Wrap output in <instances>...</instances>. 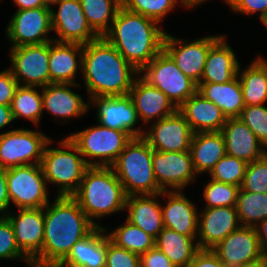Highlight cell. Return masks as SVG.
<instances>
[{
    "label": "cell",
    "mask_w": 267,
    "mask_h": 267,
    "mask_svg": "<svg viewBox=\"0 0 267 267\" xmlns=\"http://www.w3.org/2000/svg\"><path fill=\"white\" fill-rule=\"evenodd\" d=\"M44 207V240L41 253L32 261L40 266H58L72 246L96 226L71 196H57Z\"/></svg>",
    "instance_id": "6da1fadb"
},
{
    "label": "cell",
    "mask_w": 267,
    "mask_h": 267,
    "mask_svg": "<svg viewBox=\"0 0 267 267\" xmlns=\"http://www.w3.org/2000/svg\"><path fill=\"white\" fill-rule=\"evenodd\" d=\"M81 71L89 98L129 94L139 74L104 37L83 45Z\"/></svg>",
    "instance_id": "7a4b0ae2"
},
{
    "label": "cell",
    "mask_w": 267,
    "mask_h": 267,
    "mask_svg": "<svg viewBox=\"0 0 267 267\" xmlns=\"http://www.w3.org/2000/svg\"><path fill=\"white\" fill-rule=\"evenodd\" d=\"M158 22L121 6L103 36L139 72L163 50L166 32Z\"/></svg>",
    "instance_id": "3957f363"
},
{
    "label": "cell",
    "mask_w": 267,
    "mask_h": 267,
    "mask_svg": "<svg viewBox=\"0 0 267 267\" xmlns=\"http://www.w3.org/2000/svg\"><path fill=\"white\" fill-rule=\"evenodd\" d=\"M90 221L125 209L126 197L123 185L112 167L89 166L78 190L71 196Z\"/></svg>",
    "instance_id": "277c9868"
},
{
    "label": "cell",
    "mask_w": 267,
    "mask_h": 267,
    "mask_svg": "<svg viewBox=\"0 0 267 267\" xmlns=\"http://www.w3.org/2000/svg\"><path fill=\"white\" fill-rule=\"evenodd\" d=\"M153 151L143 137L132 138L111 166L127 196L162 192L154 175Z\"/></svg>",
    "instance_id": "5b68a950"
},
{
    "label": "cell",
    "mask_w": 267,
    "mask_h": 267,
    "mask_svg": "<svg viewBox=\"0 0 267 267\" xmlns=\"http://www.w3.org/2000/svg\"><path fill=\"white\" fill-rule=\"evenodd\" d=\"M52 139L45 146L40 162L44 177L47 182L59 186L57 196H72L79 188L86 169L89 167L76 145L68 138L60 141V147L49 148ZM69 149L70 152L68 150Z\"/></svg>",
    "instance_id": "8992f818"
},
{
    "label": "cell",
    "mask_w": 267,
    "mask_h": 267,
    "mask_svg": "<svg viewBox=\"0 0 267 267\" xmlns=\"http://www.w3.org/2000/svg\"><path fill=\"white\" fill-rule=\"evenodd\" d=\"M78 148L88 166L111 167L132 139L126 132L96 125L67 136ZM85 157L96 158L93 162Z\"/></svg>",
    "instance_id": "52a82bcc"
},
{
    "label": "cell",
    "mask_w": 267,
    "mask_h": 267,
    "mask_svg": "<svg viewBox=\"0 0 267 267\" xmlns=\"http://www.w3.org/2000/svg\"><path fill=\"white\" fill-rule=\"evenodd\" d=\"M141 73V77L151 86L160 89L177 109L198 89L197 84L176 66L164 50L139 72Z\"/></svg>",
    "instance_id": "ba28073f"
},
{
    "label": "cell",
    "mask_w": 267,
    "mask_h": 267,
    "mask_svg": "<svg viewBox=\"0 0 267 267\" xmlns=\"http://www.w3.org/2000/svg\"><path fill=\"white\" fill-rule=\"evenodd\" d=\"M47 184L40 164L7 169L9 200L19 209L44 208L49 203Z\"/></svg>",
    "instance_id": "9c48e42d"
},
{
    "label": "cell",
    "mask_w": 267,
    "mask_h": 267,
    "mask_svg": "<svg viewBox=\"0 0 267 267\" xmlns=\"http://www.w3.org/2000/svg\"><path fill=\"white\" fill-rule=\"evenodd\" d=\"M50 138L42 132L14 129L0 134V167L40 164ZM34 161H32V160ZM31 160V161H30Z\"/></svg>",
    "instance_id": "30bf717a"
},
{
    "label": "cell",
    "mask_w": 267,
    "mask_h": 267,
    "mask_svg": "<svg viewBox=\"0 0 267 267\" xmlns=\"http://www.w3.org/2000/svg\"><path fill=\"white\" fill-rule=\"evenodd\" d=\"M10 61L9 70L20 86L42 88L50 84L49 42L11 47Z\"/></svg>",
    "instance_id": "8fae6325"
},
{
    "label": "cell",
    "mask_w": 267,
    "mask_h": 267,
    "mask_svg": "<svg viewBox=\"0 0 267 267\" xmlns=\"http://www.w3.org/2000/svg\"><path fill=\"white\" fill-rule=\"evenodd\" d=\"M51 8L17 10L10 20L6 32L11 47H21L54 41L44 35L51 32Z\"/></svg>",
    "instance_id": "7c38bea8"
},
{
    "label": "cell",
    "mask_w": 267,
    "mask_h": 267,
    "mask_svg": "<svg viewBox=\"0 0 267 267\" xmlns=\"http://www.w3.org/2000/svg\"><path fill=\"white\" fill-rule=\"evenodd\" d=\"M221 37L207 36L190 43L165 34L163 50L173 59L176 66L197 85L201 81L210 47ZM185 43V44H184Z\"/></svg>",
    "instance_id": "4fadbf2b"
},
{
    "label": "cell",
    "mask_w": 267,
    "mask_h": 267,
    "mask_svg": "<svg viewBox=\"0 0 267 267\" xmlns=\"http://www.w3.org/2000/svg\"><path fill=\"white\" fill-rule=\"evenodd\" d=\"M57 13L51 8V26L58 35L54 41L85 45L99 38L87 22L79 0H59Z\"/></svg>",
    "instance_id": "5bb4252c"
},
{
    "label": "cell",
    "mask_w": 267,
    "mask_h": 267,
    "mask_svg": "<svg viewBox=\"0 0 267 267\" xmlns=\"http://www.w3.org/2000/svg\"><path fill=\"white\" fill-rule=\"evenodd\" d=\"M194 132L184 115L177 109L173 114L157 120L144 132L143 138L153 150L161 152L190 151Z\"/></svg>",
    "instance_id": "9a60e30c"
},
{
    "label": "cell",
    "mask_w": 267,
    "mask_h": 267,
    "mask_svg": "<svg viewBox=\"0 0 267 267\" xmlns=\"http://www.w3.org/2000/svg\"><path fill=\"white\" fill-rule=\"evenodd\" d=\"M227 267L263 260V251L254 227L241 226L211 249Z\"/></svg>",
    "instance_id": "2e32d148"
},
{
    "label": "cell",
    "mask_w": 267,
    "mask_h": 267,
    "mask_svg": "<svg viewBox=\"0 0 267 267\" xmlns=\"http://www.w3.org/2000/svg\"><path fill=\"white\" fill-rule=\"evenodd\" d=\"M152 164L154 175L162 191H182L184 186L193 182L195 171L190 151L161 152L153 151Z\"/></svg>",
    "instance_id": "e0dca14e"
},
{
    "label": "cell",
    "mask_w": 267,
    "mask_h": 267,
    "mask_svg": "<svg viewBox=\"0 0 267 267\" xmlns=\"http://www.w3.org/2000/svg\"><path fill=\"white\" fill-rule=\"evenodd\" d=\"M90 99L98 108L97 118L100 125L124 131L131 138L143 137V130L134 129V125L140 118L129 94L91 97Z\"/></svg>",
    "instance_id": "ac0fdd59"
},
{
    "label": "cell",
    "mask_w": 267,
    "mask_h": 267,
    "mask_svg": "<svg viewBox=\"0 0 267 267\" xmlns=\"http://www.w3.org/2000/svg\"><path fill=\"white\" fill-rule=\"evenodd\" d=\"M19 211L16 217L8 213L4 216L13 227L17 246L32 262L43 247L44 208H25Z\"/></svg>",
    "instance_id": "d6986e66"
},
{
    "label": "cell",
    "mask_w": 267,
    "mask_h": 267,
    "mask_svg": "<svg viewBox=\"0 0 267 267\" xmlns=\"http://www.w3.org/2000/svg\"><path fill=\"white\" fill-rule=\"evenodd\" d=\"M239 227L236 206L205 208L198 222V246L200 249H213Z\"/></svg>",
    "instance_id": "ffe728a7"
},
{
    "label": "cell",
    "mask_w": 267,
    "mask_h": 267,
    "mask_svg": "<svg viewBox=\"0 0 267 267\" xmlns=\"http://www.w3.org/2000/svg\"><path fill=\"white\" fill-rule=\"evenodd\" d=\"M221 132L225 139L226 154L230 156L251 163L267 153L254 133L238 117L227 118Z\"/></svg>",
    "instance_id": "44dd1931"
},
{
    "label": "cell",
    "mask_w": 267,
    "mask_h": 267,
    "mask_svg": "<svg viewBox=\"0 0 267 267\" xmlns=\"http://www.w3.org/2000/svg\"><path fill=\"white\" fill-rule=\"evenodd\" d=\"M129 95L135 105L138 117L147 124L156 116L157 120H160L177 110L160 89L151 86L141 76L135 77Z\"/></svg>",
    "instance_id": "7402d4cb"
},
{
    "label": "cell",
    "mask_w": 267,
    "mask_h": 267,
    "mask_svg": "<svg viewBox=\"0 0 267 267\" xmlns=\"http://www.w3.org/2000/svg\"><path fill=\"white\" fill-rule=\"evenodd\" d=\"M167 195L168 203L162 210L164 227L182 235L196 237L199 216L197 208L181 191H162Z\"/></svg>",
    "instance_id": "603a6c76"
},
{
    "label": "cell",
    "mask_w": 267,
    "mask_h": 267,
    "mask_svg": "<svg viewBox=\"0 0 267 267\" xmlns=\"http://www.w3.org/2000/svg\"><path fill=\"white\" fill-rule=\"evenodd\" d=\"M178 110L184 115L194 133L221 131L227 119L215 103L206 99L198 91Z\"/></svg>",
    "instance_id": "cb8c5ba5"
},
{
    "label": "cell",
    "mask_w": 267,
    "mask_h": 267,
    "mask_svg": "<svg viewBox=\"0 0 267 267\" xmlns=\"http://www.w3.org/2000/svg\"><path fill=\"white\" fill-rule=\"evenodd\" d=\"M105 228L96 227L88 236L76 242L58 267H106L107 235Z\"/></svg>",
    "instance_id": "d4e9b609"
},
{
    "label": "cell",
    "mask_w": 267,
    "mask_h": 267,
    "mask_svg": "<svg viewBox=\"0 0 267 267\" xmlns=\"http://www.w3.org/2000/svg\"><path fill=\"white\" fill-rule=\"evenodd\" d=\"M221 36L209 49L200 83H226L240 72L236 55Z\"/></svg>",
    "instance_id": "484cf974"
},
{
    "label": "cell",
    "mask_w": 267,
    "mask_h": 267,
    "mask_svg": "<svg viewBox=\"0 0 267 267\" xmlns=\"http://www.w3.org/2000/svg\"><path fill=\"white\" fill-rule=\"evenodd\" d=\"M79 84L50 83L42 87L43 110L46 109L53 116L63 118L79 117L85 114L89 105L84 103L82 97L69 87Z\"/></svg>",
    "instance_id": "4316f807"
},
{
    "label": "cell",
    "mask_w": 267,
    "mask_h": 267,
    "mask_svg": "<svg viewBox=\"0 0 267 267\" xmlns=\"http://www.w3.org/2000/svg\"><path fill=\"white\" fill-rule=\"evenodd\" d=\"M54 44V45H53ZM77 56L79 61L77 60ZM83 45L78 43L49 42L50 83L76 84L74 78L82 67ZM79 65L78 66V63Z\"/></svg>",
    "instance_id": "83f0119b"
},
{
    "label": "cell",
    "mask_w": 267,
    "mask_h": 267,
    "mask_svg": "<svg viewBox=\"0 0 267 267\" xmlns=\"http://www.w3.org/2000/svg\"><path fill=\"white\" fill-rule=\"evenodd\" d=\"M161 193L154 195H132L126 197L127 221L156 238L163 230L161 203L156 200Z\"/></svg>",
    "instance_id": "f1b7e54d"
},
{
    "label": "cell",
    "mask_w": 267,
    "mask_h": 267,
    "mask_svg": "<svg viewBox=\"0 0 267 267\" xmlns=\"http://www.w3.org/2000/svg\"><path fill=\"white\" fill-rule=\"evenodd\" d=\"M190 153L195 173H210L221 158L226 155L225 139L222 132L194 133Z\"/></svg>",
    "instance_id": "f546056e"
},
{
    "label": "cell",
    "mask_w": 267,
    "mask_h": 267,
    "mask_svg": "<svg viewBox=\"0 0 267 267\" xmlns=\"http://www.w3.org/2000/svg\"><path fill=\"white\" fill-rule=\"evenodd\" d=\"M197 91L215 103L226 118L239 117L245 107L238 75L226 83H199Z\"/></svg>",
    "instance_id": "4dcf8cb0"
},
{
    "label": "cell",
    "mask_w": 267,
    "mask_h": 267,
    "mask_svg": "<svg viewBox=\"0 0 267 267\" xmlns=\"http://www.w3.org/2000/svg\"><path fill=\"white\" fill-rule=\"evenodd\" d=\"M195 238L164 227L155 238V247L162 251L175 267H188L200 250Z\"/></svg>",
    "instance_id": "1f68e13d"
},
{
    "label": "cell",
    "mask_w": 267,
    "mask_h": 267,
    "mask_svg": "<svg viewBox=\"0 0 267 267\" xmlns=\"http://www.w3.org/2000/svg\"><path fill=\"white\" fill-rule=\"evenodd\" d=\"M258 57L238 73L245 106L262 105L267 101V61Z\"/></svg>",
    "instance_id": "d6a6232c"
},
{
    "label": "cell",
    "mask_w": 267,
    "mask_h": 267,
    "mask_svg": "<svg viewBox=\"0 0 267 267\" xmlns=\"http://www.w3.org/2000/svg\"><path fill=\"white\" fill-rule=\"evenodd\" d=\"M79 1L88 24L99 37H103L109 31L119 8L122 6V0ZM109 19L111 20L109 21Z\"/></svg>",
    "instance_id": "836d02e7"
},
{
    "label": "cell",
    "mask_w": 267,
    "mask_h": 267,
    "mask_svg": "<svg viewBox=\"0 0 267 267\" xmlns=\"http://www.w3.org/2000/svg\"><path fill=\"white\" fill-rule=\"evenodd\" d=\"M236 208L241 226L255 227L267 218V193L239 189Z\"/></svg>",
    "instance_id": "e575fe53"
},
{
    "label": "cell",
    "mask_w": 267,
    "mask_h": 267,
    "mask_svg": "<svg viewBox=\"0 0 267 267\" xmlns=\"http://www.w3.org/2000/svg\"><path fill=\"white\" fill-rule=\"evenodd\" d=\"M108 237L116 246L139 255L155 247L154 237L127 220L124 225L108 234Z\"/></svg>",
    "instance_id": "d590c367"
},
{
    "label": "cell",
    "mask_w": 267,
    "mask_h": 267,
    "mask_svg": "<svg viewBox=\"0 0 267 267\" xmlns=\"http://www.w3.org/2000/svg\"><path fill=\"white\" fill-rule=\"evenodd\" d=\"M36 87L20 86L17 88L11 103V111L14 120L19 117L30 119L36 125L43 112L42 93L39 94Z\"/></svg>",
    "instance_id": "8d00e7d4"
},
{
    "label": "cell",
    "mask_w": 267,
    "mask_h": 267,
    "mask_svg": "<svg viewBox=\"0 0 267 267\" xmlns=\"http://www.w3.org/2000/svg\"><path fill=\"white\" fill-rule=\"evenodd\" d=\"M248 163L226 154L209 173L211 179L241 187Z\"/></svg>",
    "instance_id": "74e56055"
},
{
    "label": "cell",
    "mask_w": 267,
    "mask_h": 267,
    "mask_svg": "<svg viewBox=\"0 0 267 267\" xmlns=\"http://www.w3.org/2000/svg\"><path fill=\"white\" fill-rule=\"evenodd\" d=\"M204 188L203 195L207 203L206 208L236 206L240 187L211 179Z\"/></svg>",
    "instance_id": "f35d334b"
},
{
    "label": "cell",
    "mask_w": 267,
    "mask_h": 267,
    "mask_svg": "<svg viewBox=\"0 0 267 267\" xmlns=\"http://www.w3.org/2000/svg\"><path fill=\"white\" fill-rule=\"evenodd\" d=\"M176 4V0H122V6L127 10L149 17L158 23Z\"/></svg>",
    "instance_id": "ab89813d"
},
{
    "label": "cell",
    "mask_w": 267,
    "mask_h": 267,
    "mask_svg": "<svg viewBox=\"0 0 267 267\" xmlns=\"http://www.w3.org/2000/svg\"><path fill=\"white\" fill-rule=\"evenodd\" d=\"M238 118L249 127L267 150V107L264 104L245 106Z\"/></svg>",
    "instance_id": "60d3db41"
},
{
    "label": "cell",
    "mask_w": 267,
    "mask_h": 267,
    "mask_svg": "<svg viewBox=\"0 0 267 267\" xmlns=\"http://www.w3.org/2000/svg\"><path fill=\"white\" fill-rule=\"evenodd\" d=\"M240 189L254 193H267V153L248 163Z\"/></svg>",
    "instance_id": "b9f144b4"
},
{
    "label": "cell",
    "mask_w": 267,
    "mask_h": 267,
    "mask_svg": "<svg viewBox=\"0 0 267 267\" xmlns=\"http://www.w3.org/2000/svg\"><path fill=\"white\" fill-rule=\"evenodd\" d=\"M17 258L26 260L29 266L32 264L17 246L13 227L9 220L3 215L0 218V259Z\"/></svg>",
    "instance_id": "7bdbcfd3"
},
{
    "label": "cell",
    "mask_w": 267,
    "mask_h": 267,
    "mask_svg": "<svg viewBox=\"0 0 267 267\" xmlns=\"http://www.w3.org/2000/svg\"><path fill=\"white\" fill-rule=\"evenodd\" d=\"M106 267H141L140 255L116 246L107 235Z\"/></svg>",
    "instance_id": "ee69618b"
},
{
    "label": "cell",
    "mask_w": 267,
    "mask_h": 267,
    "mask_svg": "<svg viewBox=\"0 0 267 267\" xmlns=\"http://www.w3.org/2000/svg\"><path fill=\"white\" fill-rule=\"evenodd\" d=\"M19 83L9 69L0 72V104L11 106Z\"/></svg>",
    "instance_id": "f6af8a7d"
},
{
    "label": "cell",
    "mask_w": 267,
    "mask_h": 267,
    "mask_svg": "<svg viewBox=\"0 0 267 267\" xmlns=\"http://www.w3.org/2000/svg\"><path fill=\"white\" fill-rule=\"evenodd\" d=\"M230 7L243 14L260 12V21L267 16V0H234Z\"/></svg>",
    "instance_id": "bcb514c9"
},
{
    "label": "cell",
    "mask_w": 267,
    "mask_h": 267,
    "mask_svg": "<svg viewBox=\"0 0 267 267\" xmlns=\"http://www.w3.org/2000/svg\"><path fill=\"white\" fill-rule=\"evenodd\" d=\"M141 267H175L169 258L156 247L140 255Z\"/></svg>",
    "instance_id": "7dc6e473"
},
{
    "label": "cell",
    "mask_w": 267,
    "mask_h": 267,
    "mask_svg": "<svg viewBox=\"0 0 267 267\" xmlns=\"http://www.w3.org/2000/svg\"><path fill=\"white\" fill-rule=\"evenodd\" d=\"M188 267H227L211 249H200Z\"/></svg>",
    "instance_id": "c3c4849f"
},
{
    "label": "cell",
    "mask_w": 267,
    "mask_h": 267,
    "mask_svg": "<svg viewBox=\"0 0 267 267\" xmlns=\"http://www.w3.org/2000/svg\"><path fill=\"white\" fill-rule=\"evenodd\" d=\"M10 206V200L7 188V169L0 167V212L6 215L7 208ZM5 212V213H4Z\"/></svg>",
    "instance_id": "681fc988"
},
{
    "label": "cell",
    "mask_w": 267,
    "mask_h": 267,
    "mask_svg": "<svg viewBox=\"0 0 267 267\" xmlns=\"http://www.w3.org/2000/svg\"><path fill=\"white\" fill-rule=\"evenodd\" d=\"M260 224V225H259ZM255 226L256 234L263 251L267 254V218Z\"/></svg>",
    "instance_id": "f907efd6"
},
{
    "label": "cell",
    "mask_w": 267,
    "mask_h": 267,
    "mask_svg": "<svg viewBox=\"0 0 267 267\" xmlns=\"http://www.w3.org/2000/svg\"><path fill=\"white\" fill-rule=\"evenodd\" d=\"M18 6L17 10L34 9L39 7H47L43 0H13Z\"/></svg>",
    "instance_id": "816d5d0a"
},
{
    "label": "cell",
    "mask_w": 267,
    "mask_h": 267,
    "mask_svg": "<svg viewBox=\"0 0 267 267\" xmlns=\"http://www.w3.org/2000/svg\"><path fill=\"white\" fill-rule=\"evenodd\" d=\"M14 121L11 106L0 104V129Z\"/></svg>",
    "instance_id": "f5cc1de1"
},
{
    "label": "cell",
    "mask_w": 267,
    "mask_h": 267,
    "mask_svg": "<svg viewBox=\"0 0 267 267\" xmlns=\"http://www.w3.org/2000/svg\"><path fill=\"white\" fill-rule=\"evenodd\" d=\"M236 267H267V257L263 260L252 262L249 264L238 265Z\"/></svg>",
    "instance_id": "db71d44e"
},
{
    "label": "cell",
    "mask_w": 267,
    "mask_h": 267,
    "mask_svg": "<svg viewBox=\"0 0 267 267\" xmlns=\"http://www.w3.org/2000/svg\"><path fill=\"white\" fill-rule=\"evenodd\" d=\"M177 2H179V0H176ZM182 2V5L184 7H194L195 5H199L203 2H205V0H180ZM207 1V0H206Z\"/></svg>",
    "instance_id": "11a10c76"
},
{
    "label": "cell",
    "mask_w": 267,
    "mask_h": 267,
    "mask_svg": "<svg viewBox=\"0 0 267 267\" xmlns=\"http://www.w3.org/2000/svg\"><path fill=\"white\" fill-rule=\"evenodd\" d=\"M59 0H43L44 5L51 8V5L56 4Z\"/></svg>",
    "instance_id": "9f6ffc18"
},
{
    "label": "cell",
    "mask_w": 267,
    "mask_h": 267,
    "mask_svg": "<svg viewBox=\"0 0 267 267\" xmlns=\"http://www.w3.org/2000/svg\"><path fill=\"white\" fill-rule=\"evenodd\" d=\"M30 266H32V267H58V266H40V265H36L33 263Z\"/></svg>",
    "instance_id": "6f0895ef"
},
{
    "label": "cell",
    "mask_w": 267,
    "mask_h": 267,
    "mask_svg": "<svg viewBox=\"0 0 267 267\" xmlns=\"http://www.w3.org/2000/svg\"><path fill=\"white\" fill-rule=\"evenodd\" d=\"M261 22L266 26V28H267V16L266 17H264L262 20H261Z\"/></svg>",
    "instance_id": "680465c9"
},
{
    "label": "cell",
    "mask_w": 267,
    "mask_h": 267,
    "mask_svg": "<svg viewBox=\"0 0 267 267\" xmlns=\"http://www.w3.org/2000/svg\"><path fill=\"white\" fill-rule=\"evenodd\" d=\"M226 3H228L229 5H231L233 2H234V0H224Z\"/></svg>",
    "instance_id": "91938a15"
}]
</instances>
